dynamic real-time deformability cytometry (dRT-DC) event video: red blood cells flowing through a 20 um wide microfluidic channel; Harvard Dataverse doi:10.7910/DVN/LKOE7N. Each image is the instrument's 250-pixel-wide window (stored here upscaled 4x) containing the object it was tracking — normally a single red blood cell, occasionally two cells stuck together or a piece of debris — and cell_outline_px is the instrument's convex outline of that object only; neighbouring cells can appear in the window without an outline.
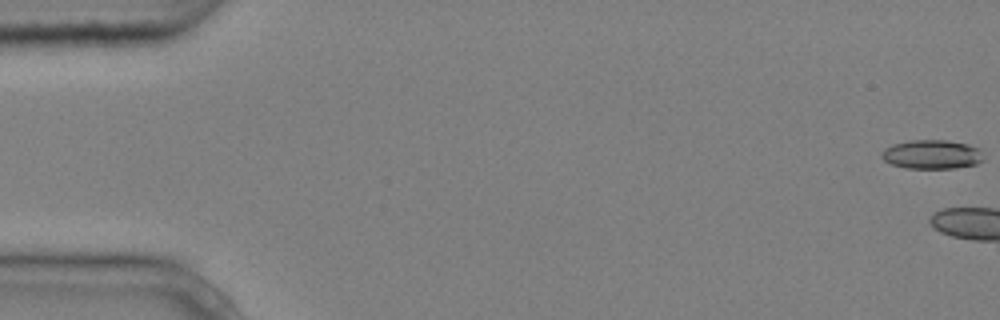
{"species": "common noctule bat (a hibernating species)", "species_latin": "Nyctalus noctula", "temperature_condition": "cold", "stored_images_in_passage": 6, "camera_frame_rate_fps": 3000, "um_per_image_px": 0.085, "animal": {"sex": "male", "body_mass_g": 20.4}, "frame": {"image": 1, "passage_image": 1, "time_ms": 0.0, "image_size_px": [1000, 320], "cell_outline_px": [[984, 160], [976, 164], [956, 168], [904, 168], [892, 164], [884, 160], [880, 156], [880, 152], [884, 148], [892, 144], [908, 140], [948, 140], [968, 144], [980, 148]], "centroid_in_image_um": [79.2, 13.12], "position_along_channel_um": 5.8, "area_um2": 17.51}}